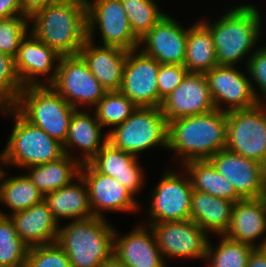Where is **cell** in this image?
Listing matches in <instances>:
<instances>
[{"label": "cell", "instance_id": "obj_41", "mask_svg": "<svg viewBox=\"0 0 266 267\" xmlns=\"http://www.w3.org/2000/svg\"><path fill=\"white\" fill-rule=\"evenodd\" d=\"M55 1L57 0H20L22 15L31 18L36 12Z\"/></svg>", "mask_w": 266, "mask_h": 267}, {"label": "cell", "instance_id": "obj_4", "mask_svg": "<svg viewBox=\"0 0 266 267\" xmlns=\"http://www.w3.org/2000/svg\"><path fill=\"white\" fill-rule=\"evenodd\" d=\"M260 14L256 7L243 5L228 11L216 23L208 25L218 65L234 66L257 43L260 34Z\"/></svg>", "mask_w": 266, "mask_h": 267}, {"label": "cell", "instance_id": "obj_17", "mask_svg": "<svg viewBox=\"0 0 266 267\" xmlns=\"http://www.w3.org/2000/svg\"><path fill=\"white\" fill-rule=\"evenodd\" d=\"M160 108L168 122L179 117L204 114L216 109L205 75L189 72L162 101Z\"/></svg>", "mask_w": 266, "mask_h": 267}, {"label": "cell", "instance_id": "obj_8", "mask_svg": "<svg viewBox=\"0 0 266 267\" xmlns=\"http://www.w3.org/2000/svg\"><path fill=\"white\" fill-rule=\"evenodd\" d=\"M57 64L47 83L73 108L79 103L94 106L107 92L80 54L61 55Z\"/></svg>", "mask_w": 266, "mask_h": 267}, {"label": "cell", "instance_id": "obj_26", "mask_svg": "<svg viewBox=\"0 0 266 267\" xmlns=\"http://www.w3.org/2000/svg\"><path fill=\"white\" fill-rule=\"evenodd\" d=\"M77 179L81 182V185L84 184L85 186L71 182L58 190L44 195V201L57 222L61 217L75 220L93 217L88 187L80 175Z\"/></svg>", "mask_w": 266, "mask_h": 267}, {"label": "cell", "instance_id": "obj_5", "mask_svg": "<svg viewBox=\"0 0 266 267\" xmlns=\"http://www.w3.org/2000/svg\"><path fill=\"white\" fill-rule=\"evenodd\" d=\"M28 122L51 138L66 141L73 108L50 85L25 86L12 105Z\"/></svg>", "mask_w": 266, "mask_h": 267}, {"label": "cell", "instance_id": "obj_6", "mask_svg": "<svg viewBox=\"0 0 266 267\" xmlns=\"http://www.w3.org/2000/svg\"><path fill=\"white\" fill-rule=\"evenodd\" d=\"M2 112L14 114L15 125L0 161L23 168L46 164L63 157V144L51 138L41 128L28 122L13 106Z\"/></svg>", "mask_w": 266, "mask_h": 267}, {"label": "cell", "instance_id": "obj_7", "mask_svg": "<svg viewBox=\"0 0 266 267\" xmlns=\"http://www.w3.org/2000/svg\"><path fill=\"white\" fill-rule=\"evenodd\" d=\"M107 135L114 147L137 156L156 145L168 148V121L160 107H137Z\"/></svg>", "mask_w": 266, "mask_h": 267}, {"label": "cell", "instance_id": "obj_29", "mask_svg": "<svg viewBox=\"0 0 266 267\" xmlns=\"http://www.w3.org/2000/svg\"><path fill=\"white\" fill-rule=\"evenodd\" d=\"M185 174L190 178L193 190L206 192L221 199L237 202L243 198L232 183L219 174L209 160H192L185 164ZM187 172V173H186Z\"/></svg>", "mask_w": 266, "mask_h": 267}, {"label": "cell", "instance_id": "obj_30", "mask_svg": "<svg viewBox=\"0 0 266 267\" xmlns=\"http://www.w3.org/2000/svg\"><path fill=\"white\" fill-rule=\"evenodd\" d=\"M216 50L209 29L198 22L187 29V44L183 66L189 73L205 74L217 66Z\"/></svg>", "mask_w": 266, "mask_h": 267}, {"label": "cell", "instance_id": "obj_15", "mask_svg": "<svg viewBox=\"0 0 266 267\" xmlns=\"http://www.w3.org/2000/svg\"><path fill=\"white\" fill-rule=\"evenodd\" d=\"M153 193L150 207V217L153 218L151 224L190 219L193 193L190 178L183 179L177 173L167 172Z\"/></svg>", "mask_w": 266, "mask_h": 267}, {"label": "cell", "instance_id": "obj_44", "mask_svg": "<svg viewBox=\"0 0 266 267\" xmlns=\"http://www.w3.org/2000/svg\"><path fill=\"white\" fill-rule=\"evenodd\" d=\"M98 267H127L123 262H121L115 254L110 258L103 261Z\"/></svg>", "mask_w": 266, "mask_h": 267}, {"label": "cell", "instance_id": "obj_19", "mask_svg": "<svg viewBox=\"0 0 266 267\" xmlns=\"http://www.w3.org/2000/svg\"><path fill=\"white\" fill-rule=\"evenodd\" d=\"M124 49L110 46H94L86 40L79 54L86 61L91 73L107 91H119L127 57Z\"/></svg>", "mask_w": 266, "mask_h": 267}, {"label": "cell", "instance_id": "obj_10", "mask_svg": "<svg viewBox=\"0 0 266 267\" xmlns=\"http://www.w3.org/2000/svg\"><path fill=\"white\" fill-rule=\"evenodd\" d=\"M86 0L87 39L92 41L98 25L104 46L126 51L138 49L140 40L133 34L121 0Z\"/></svg>", "mask_w": 266, "mask_h": 267}, {"label": "cell", "instance_id": "obj_46", "mask_svg": "<svg viewBox=\"0 0 266 267\" xmlns=\"http://www.w3.org/2000/svg\"><path fill=\"white\" fill-rule=\"evenodd\" d=\"M6 105L0 100V109L3 111Z\"/></svg>", "mask_w": 266, "mask_h": 267}, {"label": "cell", "instance_id": "obj_12", "mask_svg": "<svg viewBox=\"0 0 266 267\" xmlns=\"http://www.w3.org/2000/svg\"><path fill=\"white\" fill-rule=\"evenodd\" d=\"M204 75L214 105L220 111L249 109L262 102L249 78L234 66L217 65ZM221 102H227L230 106L220 108Z\"/></svg>", "mask_w": 266, "mask_h": 267}, {"label": "cell", "instance_id": "obj_37", "mask_svg": "<svg viewBox=\"0 0 266 267\" xmlns=\"http://www.w3.org/2000/svg\"><path fill=\"white\" fill-rule=\"evenodd\" d=\"M23 88L16 70L15 58L0 52V100L6 106H12Z\"/></svg>", "mask_w": 266, "mask_h": 267}, {"label": "cell", "instance_id": "obj_47", "mask_svg": "<svg viewBox=\"0 0 266 267\" xmlns=\"http://www.w3.org/2000/svg\"><path fill=\"white\" fill-rule=\"evenodd\" d=\"M264 198L266 200V183H265V193H264Z\"/></svg>", "mask_w": 266, "mask_h": 267}, {"label": "cell", "instance_id": "obj_36", "mask_svg": "<svg viewBox=\"0 0 266 267\" xmlns=\"http://www.w3.org/2000/svg\"><path fill=\"white\" fill-rule=\"evenodd\" d=\"M28 21L26 16L0 19V52L16 57L22 40L28 34Z\"/></svg>", "mask_w": 266, "mask_h": 267}, {"label": "cell", "instance_id": "obj_9", "mask_svg": "<svg viewBox=\"0 0 266 267\" xmlns=\"http://www.w3.org/2000/svg\"><path fill=\"white\" fill-rule=\"evenodd\" d=\"M262 102L249 109L227 112L226 149L266 166V108Z\"/></svg>", "mask_w": 266, "mask_h": 267}, {"label": "cell", "instance_id": "obj_27", "mask_svg": "<svg viewBox=\"0 0 266 267\" xmlns=\"http://www.w3.org/2000/svg\"><path fill=\"white\" fill-rule=\"evenodd\" d=\"M101 128L95 113L93 118L89 113L76 110L70 120L68 135L63 144L65 153L68 155L67 148L76 145L85 152L79 162L81 164L90 162L108 141V135H106L105 140L100 143Z\"/></svg>", "mask_w": 266, "mask_h": 267}, {"label": "cell", "instance_id": "obj_33", "mask_svg": "<svg viewBox=\"0 0 266 267\" xmlns=\"http://www.w3.org/2000/svg\"><path fill=\"white\" fill-rule=\"evenodd\" d=\"M133 34L140 40L166 14L159 11L153 0H121Z\"/></svg>", "mask_w": 266, "mask_h": 267}, {"label": "cell", "instance_id": "obj_42", "mask_svg": "<svg viewBox=\"0 0 266 267\" xmlns=\"http://www.w3.org/2000/svg\"><path fill=\"white\" fill-rule=\"evenodd\" d=\"M13 16H23L20 0H0V19Z\"/></svg>", "mask_w": 266, "mask_h": 267}, {"label": "cell", "instance_id": "obj_38", "mask_svg": "<svg viewBox=\"0 0 266 267\" xmlns=\"http://www.w3.org/2000/svg\"><path fill=\"white\" fill-rule=\"evenodd\" d=\"M25 267H71V263L66 252L57 243H52L30 247Z\"/></svg>", "mask_w": 266, "mask_h": 267}, {"label": "cell", "instance_id": "obj_13", "mask_svg": "<svg viewBox=\"0 0 266 267\" xmlns=\"http://www.w3.org/2000/svg\"><path fill=\"white\" fill-rule=\"evenodd\" d=\"M162 257L206 258L208 236L190 219L150 224Z\"/></svg>", "mask_w": 266, "mask_h": 267}, {"label": "cell", "instance_id": "obj_23", "mask_svg": "<svg viewBox=\"0 0 266 267\" xmlns=\"http://www.w3.org/2000/svg\"><path fill=\"white\" fill-rule=\"evenodd\" d=\"M138 156L114 147L108 141L89 162L98 172L116 178L133 195L142 187V169L138 165Z\"/></svg>", "mask_w": 266, "mask_h": 267}, {"label": "cell", "instance_id": "obj_35", "mask_svg": "<svg viewBox=\"0 0 266 267\" xmlns=\"http://www.w3.org/2000/svg\"><path fill=\"white\" fill-rule=\"evenodd\" d=\"M95 115L101 126L122 124L137 106L120 91L106 92L95 105Z\"/></svg>", "mask_w": 266, "mask_h": 267}, {"label": "cell", "instance_id": "obj_45", "mask_svg": "<svg viewBox=\"0 0 266 267\" xmlns=\"http://www.w3.org/2000/svg\"><path fill=\"white\" fill-rule=\"evenodd\" d=\"M6 173L4 170H2V168L0 167V179L2 180L3 178H5Z\"/></svg>", "mask_w": 266, "mask_h": 267}, {"label": "cell", "instance_id": "obj_24", "mask_svg": "<svg viewBox=\"0 0 266 267\" xmlns=\"http://www.w3.org/2000/svg\"><path fill=\"white\" fill-rule=\"evenodd\" d=\"M25 37L15 57V66L23 86L43 85L36 76L46 75L54 68L61 55L53 48L36 38L32 33ZM27 39V40H26ZM55 60V62H54Z\"/></svg>", "mask_w": 266, "mask_h": 267}, {"label": "cell", "instance_id": "obj_3", "mask_svg": "<svg viewBox=\"0 0 266 267\" xmlns=\"http://www.w3.org/2000/svg\"><path fill=\"white\" fill-rule=\"evenodd\" d=\"M116 236L104 218L93 216L59 228L56 243L66 252L71 267H98L114 254Z\"/></svg>", "mask_w": 266, "mask_h": 267}, {"label": "cell", "instance_id": "obj_16", "mask_svg": "<svg viewBox=\"0 0 266 267\" xmlns=\"http://www.w3.org/2000/svg\"><path fill=\"white\" fill-rule=\"evenodd\" d=\"M80 176L88 187L93 216L104 218L102 210L130 212L139 207L133 194L116 178L98 172L89 162L81 164Z\"/></svg>", "mask_w": 266, "mask_h": 267}, {"label": "cell", "instance_id": "obj_1", "mask_svg": "<svg viewBox=\"0 0 266 267\" xmlns=\"http://www.w3.org/2000/svg\"><path fill=\"white\" fill-rule=\"evenodd\" d=\"M227 112L213 111L183 116L168 122V149L185 164L208 160L227 145Z\"/></svg>", "mask_w": 266, "mask_h": 267}, {"label": "cell", "instance_id": "obj_2", "mask_svg": "<svg viewBox=\"0 0 266 267\" xmlns=\"http://www.w3.org/2000/svg\"><path fill=\"white\" fill-rule=\"evenodd\" d=\"M29 20L32 34L60 55L79 54L87 40L86 0H57Z\"/></svg>", "mask_w": 266, "mask_h": 267}, {"label": "cell", "instance_id": "obj_21", "mask_svg": "<svg viewBox=\"0 0 266 267\" xmlns=\"http://www.w3.org/2000/svg\"><path fill=\"white\" fill-rule=\"evenodd\" d=\"M266 231V200L242 199L234 203L230 226L225 236L234 241L250 244L256 248H265L266 240L255 245L257 240Z\"/></svg>", "mask_w": 266, "mask_h": 267}, {"label": "cell", "instance_id": "obj_18", "mask_svg": "<svg viewBox=\"0 0 266 267\" xmlns=\"http://www.w3.org/2000/svg\"><path fill=\"white\" fill-rule=\"evenodd\" d=\"M145 55L155 58L160 64L183 65L187 44V29L165 15L143 38L140 45Z\"/></svg>", "mask_w": 266, "mask_h": 267}, {"label": "cell", "instance_id": "obj_34", "mask_svg": "<svg viewBox=\"0 0 266 267\" xmlns=\"http://www.w3.org/2000/svg\"><path fill=\"white\" fill-rule=\"evenodd\" d=\"M221 241L213 250L208 242L206 260H211V267H247L249 256L256 248L247 243H241L222 235ZM212 258V259H211Z\"/></svg>", "mask_w": 266, "mask_h": 267}, {"label": "cell", "instance_id": "obj_31", "mask_svg": "<svg viewBox=\"0 0 266 267\" xmlns=\"http://www.w3.org/2000/svg\"><path fill=\"white\" fill-rule=\"evenodd\" d=\"M0 201L13 213L24 211L44 200V195L33 185L27 175L2 180Z\"/></svg>", "mask_w": 266, "mask_h": 267}, {"label": "cell", "instance_id": "obj_20", "mask_svg": "<svg viewBox=\"0 0 266 267\" xmlns=\"http://www.w3.org/2000/svg\"><path fill=\"white\" fill-rule=\"evenodd\" d=\"M10 219L18 236L29 248L56 243L59 223L44 200L24 211L12 214Z\"/></svg>", "mask_w": 266, "mask_h": 267}, {"label": "cell", "instance_id": "obj_28", "mask_svg": "<svg viewBox=\"0 0 266 267\" xmlns=\"http://www.w3.org/2000/svg\"><path fill=\"white\" fill-rule=\"evenodd\" d=\"M71 157L70 154H65L46 164L28 167L31 172L27 176L43 195L58 190L80 175L79 158L73 160Z\"/></svg>", "mask_w": 266, "mask_h": 267}, {"label": "cell", "instance_id": "obj_14", "mask_svg": "<svg viewBox=\"0 0 266 267\" xmlns=\"http://www.w3.org/2000/svg\"><path fill=\"white\" fill-rule=\"evenodd\" d=\"M217 172L226 177L243 199L264 197L266 166L233 153L226 148L208 159Z\"/></svg>", "mask_w": 266, "mask_h": 267}, {"label": "cell", "instance_id": "obj_39", "mask_svg": "<svg viewBox=\"0 0 266 267\" xmlns=\"http://www.w3.org/2000/svg\"><path fill=\"white\" fill-rule=\"evenodd\" d=\"M188 71L183 65L161 64L157 75L159 107L162 101L183 81Z\"/></svg>", "mask_w": 266, "mask_h": 267}, {"label": "cell", "instance_id": "obj_32", "mask_svg": "<svg viewBox=\"0 0 266 267\" xmlns=\"http://www.w3.org/2000/svg\"><path fill=\"white\" fill-rule=\"evenodd\" d=\"M28 249L10 217L0 212V267H25Z\"/></svg>", "mask_w": 266, "mask_h": 267}, {"label": "cell", "instance_id": "obj_40", "mask_svg": "<svg viewBox=\"0 0 266 267\" xmlns=\"http://www.w3.org/2000/svg\"><path fill=\"white\" fill-rule=\"evenodd\" d=\"M247 69L252 79L260 87L266 97V47L256 50L247 63Z\"/></svg>", "mask_w": 266, "mask_h": 267}, {"label": "cell", "instance_id": "obj_11", "mask_svg": "<svg viewBox=\"0 0 266 267\" xmlns=\"http://www.w3.org/2000/svg\"><path fill=\"white\" fill-rule=\"evenodd\" d=\"M137 51L127 52L119 91L137 107H159L157 75L161 64L142 51L137 54Z\"/></svg>", "mask_w": 266, "mask_h": 267}, {"label": "cell", "instance_id": "obj_25", "mask_svg": "<svg viewBox=\"0 0 266 267\" xmlns=\"http://www.w3.org/2000/svg\"><path fill=\"white\" fill-rule=\"evenodd\" d=\"M233 201L217 198L206 192L193 190L190 208V220L205 232L225 235L230 223Z\"/></svg>", "mask_w": 266, "mask_h": 267}, {"label": "cell", "instance_id": "obj_22", "mask_svg": "<svg viewBox=\"0 0 266 267\" xmlns=\"http://www.w3.org/2000/svg\"><path fill=\"white\" fill-rule=\"evenodd\" d=\"M114 254L127 267H166L153 230L141 226L114 238Z\"/></svg>", "mask_w": 266, "mask_h": 267}, {"label": "cell", "instance_id": "obj_43", "mask_svg": "<svg viewBox=\"0 0 266 267\" xmlns=\"http://www.w3.org/2000/svg\"><path fill=\"white\" fill-rule=\"evenodd\" d=\"M247 267H266V247L255 248L252 251Z\"/></svg>", "mask_w": 266, "mask_h": 267}]
</instances>
